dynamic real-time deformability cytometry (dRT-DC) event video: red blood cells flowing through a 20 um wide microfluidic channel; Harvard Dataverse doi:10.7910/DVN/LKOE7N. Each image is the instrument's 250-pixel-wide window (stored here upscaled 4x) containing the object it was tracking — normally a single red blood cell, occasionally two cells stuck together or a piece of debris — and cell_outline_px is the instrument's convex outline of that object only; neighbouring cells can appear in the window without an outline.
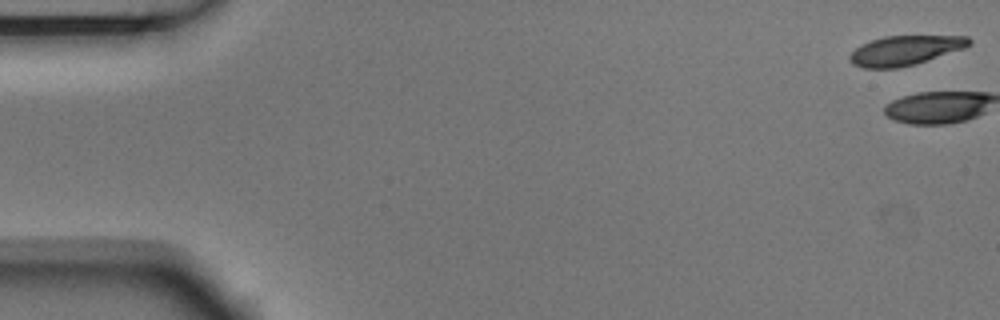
{"species": "Egyptian fruit bat (a non-hibernating species)", "species_latin": "Rousettus aegyptiacus", "temperature_condition": "room temperature", "stored_images_in_passage": 6, "camera_frame_rate_fps": 3000, "um_per_image_px": 0.085, "animal": {"sex": "male"}, "frame": {"image": 1, "passage_image": 1, "time_ms": 0.0, "image_size_px": [1000, 320], "cell_outline_px": [[972, 44], [964, 48], [916, 64], [896, 68], [864, 68], [852, 64], [848, 60], [848, 56], [856, 48], [872, 40], [884, 36], [968, 36], [972, 40]], "centroid_in_image_um": [76.93, 4.29], "position_along_channel_um": 8.1, "area_um2": 20.52}}